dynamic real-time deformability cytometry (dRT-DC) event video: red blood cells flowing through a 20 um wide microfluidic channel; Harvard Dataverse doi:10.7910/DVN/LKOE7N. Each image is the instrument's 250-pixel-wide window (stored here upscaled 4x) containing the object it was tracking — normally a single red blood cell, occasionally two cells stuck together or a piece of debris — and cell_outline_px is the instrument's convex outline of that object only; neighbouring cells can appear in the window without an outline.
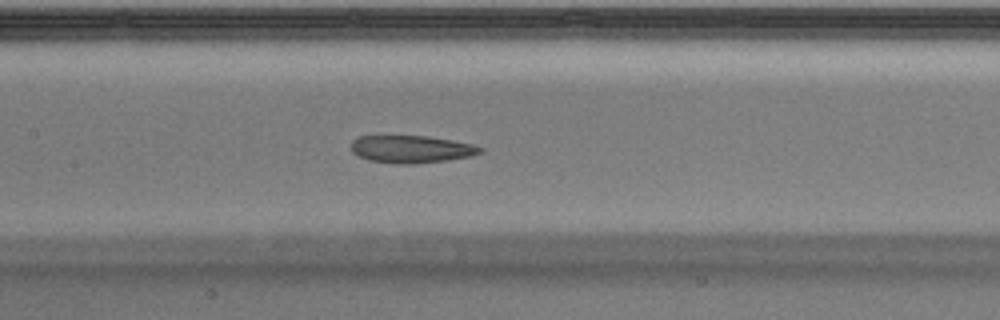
{"species": "Egyptian fruit bat (a non-hibernating species)", "species_latin": "Rousettus aegyptiacus", "temperature_condition": "warm", "stored_images_in_passage": 40, "camera_frame_rate_fps": 3000, "um_per_image_px": 0.085, "animal": {"sex": "male"}, "frame": {"image": 1, "passage_image": 18, "time_ms": 5.667, "image_size_px": [1000, 320], "cell_outline_px": [[484, 152], [472, 156], [448, 160], [416, 164], [396, 164], [368, 160], [352, 152], [352, 140], [360, 136], [428, 136], [452, 140], [472, 144], [484, 148]], "centroid_in_image_um": [35.01, 12.68], "position_along_channel_um": 172.4, "area_um2": 20.81}}